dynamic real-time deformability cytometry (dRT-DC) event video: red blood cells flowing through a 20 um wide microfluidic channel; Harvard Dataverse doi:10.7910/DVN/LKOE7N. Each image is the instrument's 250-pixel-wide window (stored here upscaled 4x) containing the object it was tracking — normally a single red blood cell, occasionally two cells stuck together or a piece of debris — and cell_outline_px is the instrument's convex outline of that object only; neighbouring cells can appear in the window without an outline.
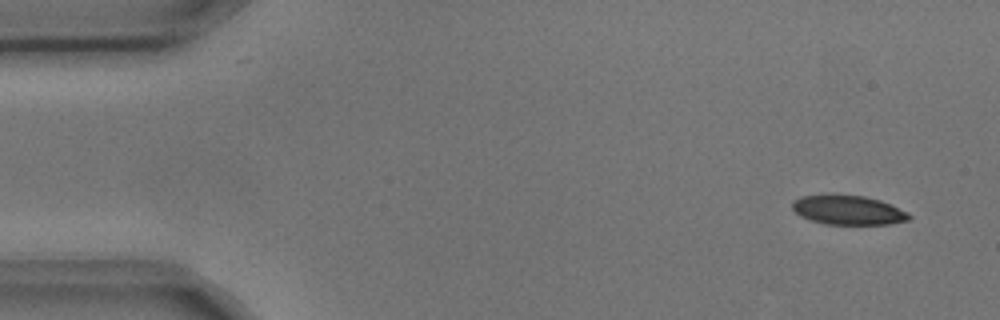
{"species": "common noctule bat (a hibernating species)", "species_latin": "Nyctalus noctula", "temperature_condition": "cold", "stored_images_in_passage": 6, "segment_of_instrument_passage": [2, 2], "camera_frame_rate_fps": 3000, "um_per_image_px": 0.085, "animal": {"sex": "male", "body_mass_g": 17.9, "forearm_length_mm": 54.2}, "frame": {"image": 1, "passage_image": 6, "time_ms": 1.667, "image_size_px": [1000, 320], "cell_outline_px": [[912, 216], [908, 220], [888, 224], [824, 224], [800, 216], [792, 208], [792, 200], [800, 196], [864, 196], [880, 200], [908, 212]], "centroid_in_image_um": [72.1, 17.87], "position_along_channel_um": 12.9, "area_um2": 19.54}}